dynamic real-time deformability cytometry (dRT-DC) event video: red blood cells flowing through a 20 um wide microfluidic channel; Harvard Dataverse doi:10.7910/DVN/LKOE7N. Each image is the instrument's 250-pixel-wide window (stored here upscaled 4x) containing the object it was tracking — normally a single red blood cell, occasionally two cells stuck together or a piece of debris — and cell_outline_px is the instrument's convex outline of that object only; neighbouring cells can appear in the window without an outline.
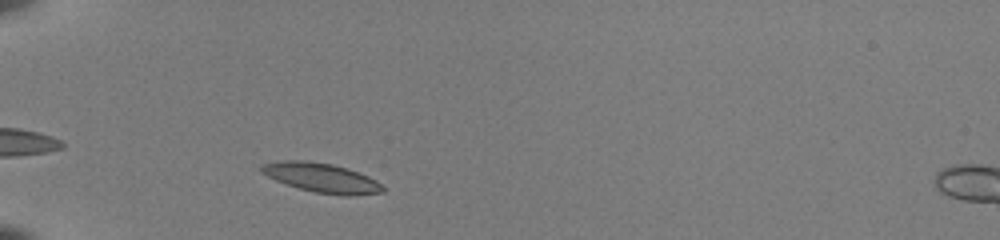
{"species": "common noctule bat (a hibernating species)", "species_latin": "Nyctalus noctula", "temperature_condition": "room temperature", "stored_images_in_passage": 33, "camera_frame_rate_fps": 3000, "um_per_image_px": 0.085, "animal": {"sex": "female", "body_mass_g": 22.0, "forearm_length_mm": 56.7}, "frame": {"image": 1, "passage_image": 4, "time_ms": 1.0, "image_size_px": [1000, 240], "cell_outline_px": [[384, 192], [352, 196], [340, 196], [316, 192], [300, 188], [276, 180], [260, 172], [260, 164], [280, 160], [304, 160], [332, 164], [348, 168], [368, 176], [376, 180], [384, 188]], "centroid_in_image_um": [27.33, 15.1], "position_along_channel_um": 57.7, "area_um2": 20.81}}
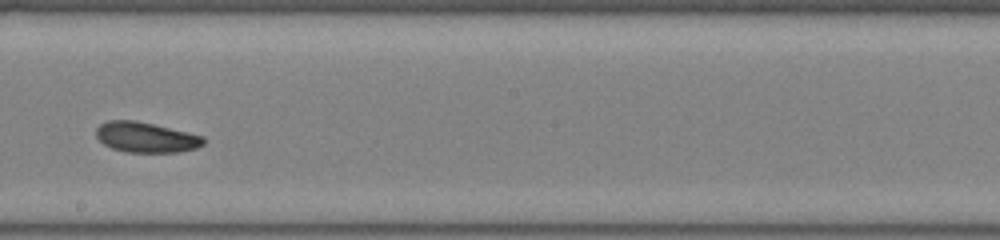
{"frame": {"image": 2, "passage_image": 19, "time_ms": 6.0, "image_size_px": [1000, 240], "cell_outline_px": [[204, 144], [196, 148], [180, 152], [128, 152], [112, 148], [104, 144], [96, 136], [96, 128], [100, 124], [108, 120], [136, 120], [204, 136]], "centroid_in_image_um": [12.4, 11.67], "position_along_channel_um": 235.8, "area_um2": 18.9}}
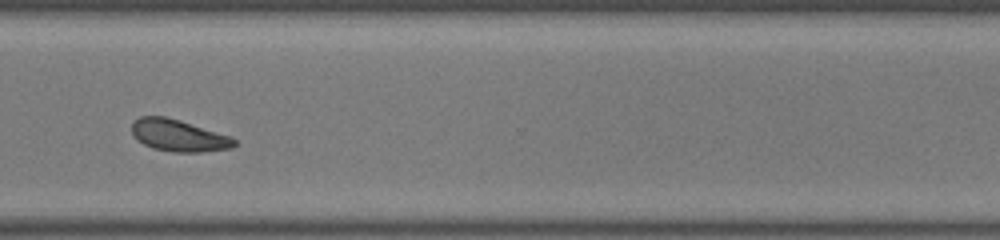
{"frame": {"image": 3, "passage_image": 28, "time_ms": 9.0, "image_size_px": [1000, 240], "cell_outline_px": [[236, 144], [232, 148], [200, 152], [172, 152], [152, 148], [136, 140], [132, 136], [132, 124], [140, 116], [164, 116], [180, 120], [232, 136], [236, 140]], "centroid_in_image_um": [15.18, 11.52], "position_along_channel_um": 355.4, "area_um2": 19.19}, "authors_computed_cell_mechanics": {"area_um2": 19.1896, "velocity_mm_per_s": 3.9644, "shape_relaxation_time_tau1_ms": 4.7418, "shape_relaxation_time_tau2_ms": 3.9843, "deformation_change_tau1": 0.1428, "deformation_change_tau2": 0.0907}}